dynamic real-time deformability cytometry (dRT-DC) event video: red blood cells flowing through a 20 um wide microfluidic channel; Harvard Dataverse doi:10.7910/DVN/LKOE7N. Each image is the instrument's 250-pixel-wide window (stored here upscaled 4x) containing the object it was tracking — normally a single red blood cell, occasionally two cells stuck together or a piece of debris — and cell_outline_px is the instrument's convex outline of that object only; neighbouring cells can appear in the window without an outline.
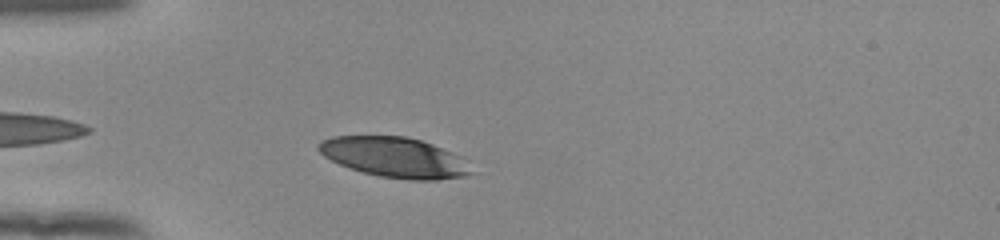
{"species": "human", "species_latin": "Homo sapiens", "temperature_condition": "room temperature", "stored_images_in_passage": 34, "camera_frame_rate_fps": 3000, "um_per_image_px": 0.085, "donor": {"sex": "female"}, "frame": {"image": 1, "passage_image": 3, "time_ms": 0.667, "image_size_px": [1000, 240], "cell_outline_px": [[476, 172], [464, 176], [436, 180], [408, 180], [380, 176], [364, 172], [340, 164], [324, 156], [316, 148], [316, 144], [332, 136], [408, 136], [432, 144], [452, 152], [460, 156]], "centroid_in_image_um": [33.56, 13.37], "position_along_channel_um": 51.4, "area_um2": 35.66}}
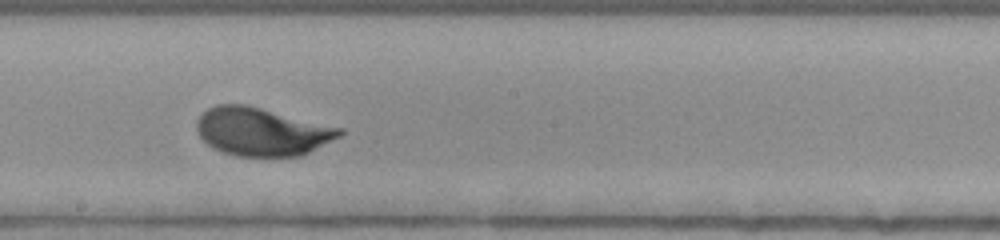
{"frame": {"image": 2, "passage_image": 18, "time_ms": 5.667, "image_size_px": [1000, 240], "cell_outline_px": [[344, 132], [340, 136], [300, 156], [236, 156], [212, 148], [200, 136], [196, 128], [196, 120], [208, 108], [216, 104], [248, 104], [344, 128]], "centroid_in_image_um": [22.25, 11.17], "position_along_channel_um": 225.9, "area_um2": 40.17}}
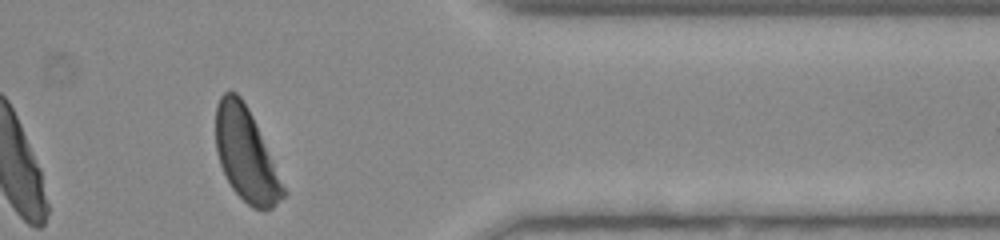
{"frame": {"image": 3, "passage_image": 32, "time_ms": 10.333, "image_size_px": [1000, 240], "cell_outline_px": [[288, 192], [272, 208], [252, 208], [232, 188], [220, 164], [216, 152], [216, 104], [220, 96], [224, 92], [236, 92], [240, 96], [248, 108], [256, 124]], "centroid_in_image_um": [20.91, 13.14], "position_along_channel_um": 390.5, "area_um2": 36.18}, "authors_computed_cell_mechanics": {"area_um2": 39.304, "velocity_mm_per_s": 3.8256, "shape_relaxation_time_tau1_ms": 2.0977, "shape_relaxation_time_tau2_ms": null, "deformation_change_tau1": 0.1202, "deformation_change_tau2": null}}